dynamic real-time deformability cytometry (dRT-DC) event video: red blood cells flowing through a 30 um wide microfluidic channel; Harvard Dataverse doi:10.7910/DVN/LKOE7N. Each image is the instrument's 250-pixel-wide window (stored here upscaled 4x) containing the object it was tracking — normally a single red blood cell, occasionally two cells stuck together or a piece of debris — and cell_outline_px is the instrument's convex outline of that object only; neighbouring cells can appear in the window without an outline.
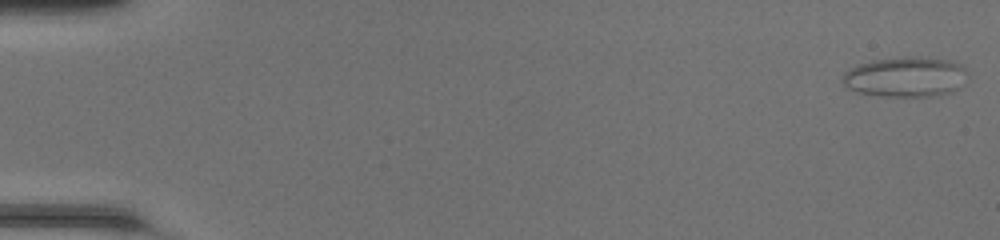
{"species": "common noctule bat (a hibernating species)", "species_latin": "Nyctalus noctula", "temperature_condition": "room temperature", "stored_images_in_passage": 49, "camera_frame_rate_fps": 3000, "um_per_image_px": 0.085, "animal": {"sex": "female", "body_mass_g": 20.0, "forearm_length_mm": 54.0}, "frame": {"image": 1, "passage_image": 1, "time_ms": 0.0, "image_size_px": [1000, 240], "cell_outline_px": [[968, 72], [956, 88], [952, 92], [936, 96], [880, 96], [856, 92], [848, 88], [840, 80], [844, 72], [856, 64], [872, 60], [908, 56], [920, 56], [948, 60], [964, 64]], "centroid_in_image_um": [76.93, 6.52], "position_along_channel_um": 8.1, "area_um2": 29.54}}
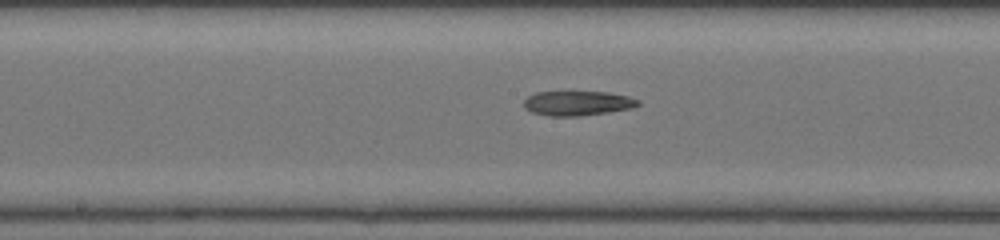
{"frame": {"image": 2, "passage_image": 26, "time_ms": 8.333, "image_size_px": [1000, 240], "cell_outline_px": [[640, 104], [632, 108], [608, 112], [580, 116], [548, 116], [532, 112], [524, 108], [524, 100], [528, 96], [536, 92], [608, 92], [628, 96], [640, 100]], "centroid_in_image_um": [49.09, 8.77], "position_along_channel_um": 199.1, "area_um2": 16.42}}
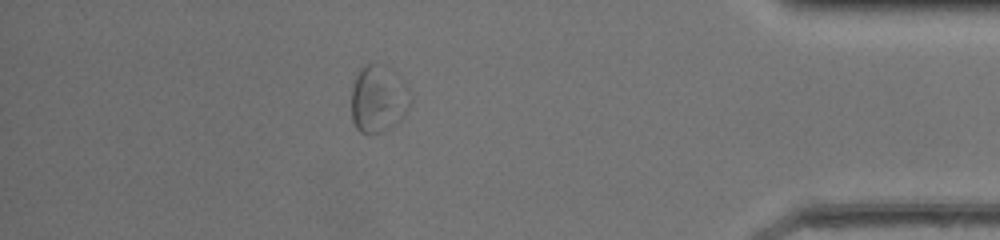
{"frame": {"image": 3, "passage_image": 43, "time_ms": 14.0, "image_size_px": [1000, 240], "cell_outline_px": [[412, 100], [404, 116], [400, 120], [388, 128], [380, 132], [360, 132], [356, 128], [352, 120], [352, 84], [360, 68], [364, 64], [384, 64], [392, 68], [408, 84], [412, 96]], "centroid_in_image_um": [32.2, 8.34], "position_along_channel_um": 403.0, "area_um2": 23.58}, "authors_computed_cell_mechanics": {"area_um2": 20.4034, "velocity_mm_per_s": 4.2768, "shape_relaxation_time_tau1_ms": null, "shape_relaxation_time_tau2_ms": 7.7859, "deformation_change_tau1": null, "deformation_change_tau2": 0.1698}}